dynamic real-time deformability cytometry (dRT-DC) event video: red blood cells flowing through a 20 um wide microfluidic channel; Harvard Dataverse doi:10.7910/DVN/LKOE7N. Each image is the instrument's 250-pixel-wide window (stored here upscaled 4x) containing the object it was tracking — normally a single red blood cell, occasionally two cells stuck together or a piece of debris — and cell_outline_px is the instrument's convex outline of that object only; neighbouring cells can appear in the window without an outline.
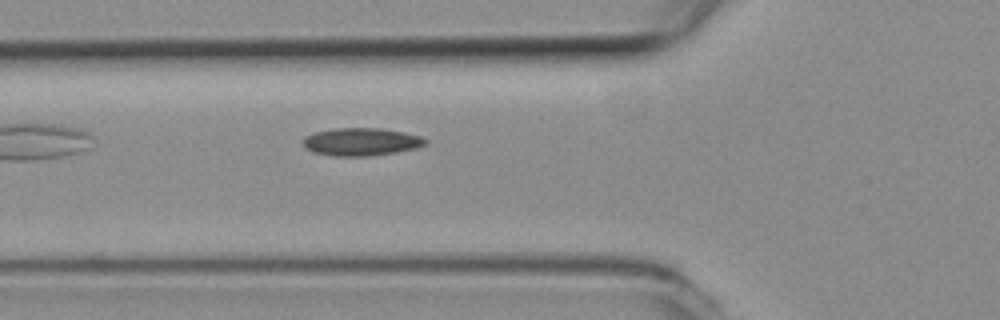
{"species": "common noctule bat (a hibernating species)", "species_latin": "Nyctalus noctula", "temperature_condition": "room temperature", "stored_images_in_passage": 26, "camera_frame_rate_fps": 3000, "um_per_image_px": 0.085, "animal": {"sex": "female", "body_mass_g": 19.3, "forearm_length_mm": 54.1}, "frame": {"image": 1, "passage_image": 4, "time_ms": 1.0, "image_size_px": [1000, 320], "cell_outline_px": [[428, 144], [416, 148], [396, 152], [368, 156], [332, 156], [312, 152], [304, 148], [300, 140], [304, 136], [316, 132], [336, 128], [380, 128], [404, 132], [420, 136], [428, 140]], "centroid_in_image_um": [30.67, 12.06], "position_along_channel_um": 95.1, "area_um2": 20.06}}
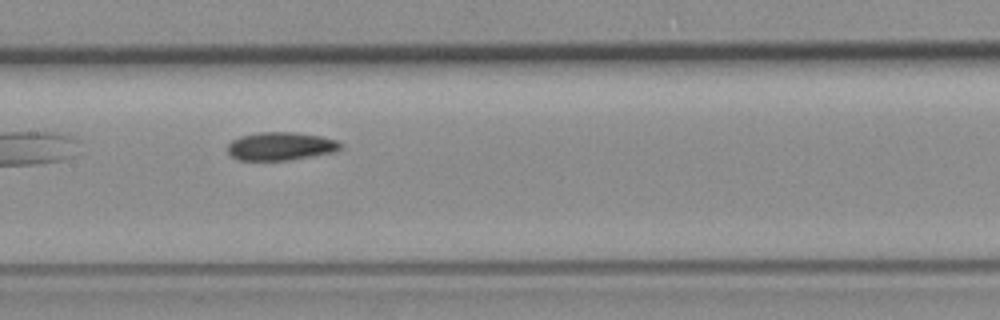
{"frame": {"image": 2, "passage_image": 11, "time_ms": 3.333, "image_size_px": [1000, 320], "cell_outline_px": [[344, 144], [336, 152], [288, 160], [240, 160], [232, 156], [228, 152], [228, 144], [232, 140], [240, 136], [260, 132], [296, 132], [320, 136], [336, 140]], "centroid_in_image_um": [23.88, 12.42], "position_along_channel_um": 183.5, "area_um2": 18.55}}
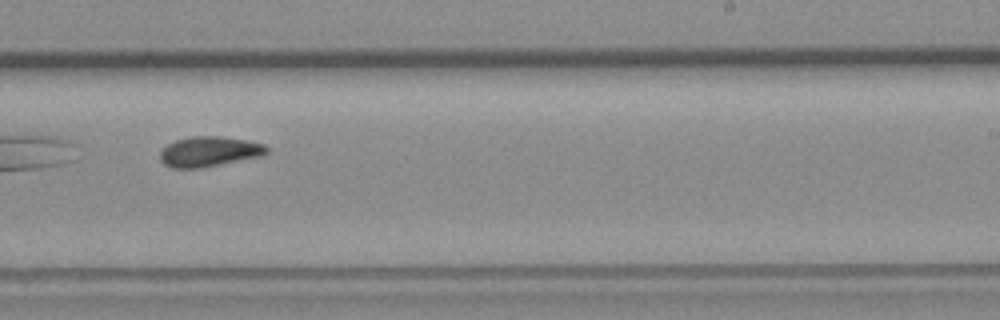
{"frame": {"image": 3, "passage_image": 18, "time_ms": 5.667, "image_size_px": [1000, 320], "cell_outline_px": [[268, 152], [264, 156], [200, 168], [172, 168], [164, 164], [160, 160], [160, 152], [168, 144], [176, 140], [192, 136], [220, 136], [248, 140], [264, 144], [268, 148]], "centroid_in_image_um": [17.81, 12.88], "position_along_channel_um": 271.2, "area_um2": 18.84}, "authors_computed_cell_mechanics": {"area_um2": 18.6983, "velocity_mm_per_s": 3.7741, "shape_relaxation_time_tau1_ms": null, "shape_relaxation_time_tau2_ms": 4.9925, "deformation_change_tau1": null, "deformation_change_tau2": 0.0963}}